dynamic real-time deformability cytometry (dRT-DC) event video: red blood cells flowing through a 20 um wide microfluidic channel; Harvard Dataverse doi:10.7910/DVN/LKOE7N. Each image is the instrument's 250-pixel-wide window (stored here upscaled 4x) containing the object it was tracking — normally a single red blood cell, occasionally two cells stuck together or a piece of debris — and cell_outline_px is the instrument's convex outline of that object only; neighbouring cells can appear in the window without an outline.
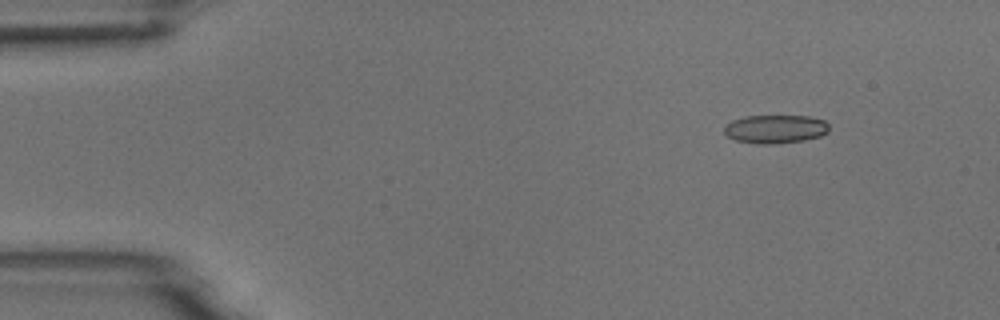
{"species": "common noctule bat (a hibernating species)", "species_latin": "Nyctalus noctula", "temperature_condition": "room temperature", "stored_images_in_passage": 9, "camera_frame_rate_fps": 3000, "um_per_image_px": 0.085, "animal": {"sex": "male", "body_mass_g": 18.8}, "frame": {"image": 1, "passage_image": 2, "time_ms": 0.333, "image_size_px": [1000, 320], "cell_outline_px": [[828, 132], [820, 136], [804, 140], [772, 144], [756, 144], [736, 140], [728, 136], [724, 132], [724, 128], [732, 120], [744, 116], [808, 116], [824, 120], [828, 124]], "centroid_in_image_um": [65.91, 10.97], "position_along_channel_um": 19.1, "area_um2": 17.34}}
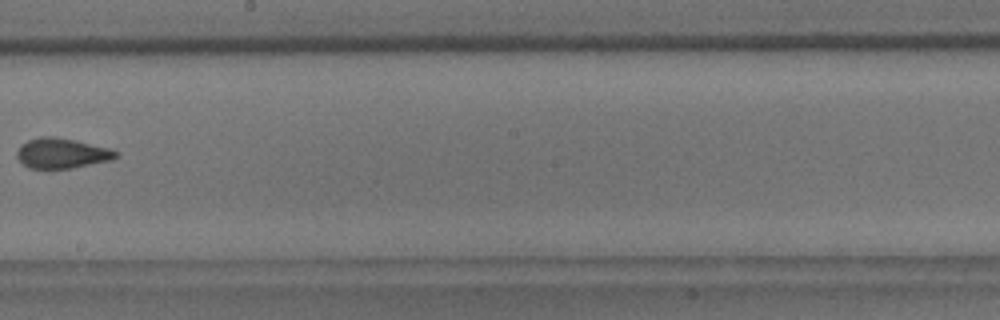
{"frame": {"image": 2, "passage_image": 9, "time_ms": 2.667, "image_size_px": [1000, 320], "cell_outline_px": [[120, 156], [112, 160], [72, 168], [28, 168], [16, 156], [16, 152], [20, 144], [28, 140], [40, 136], [56, 136], [76, 140], [108, 148], [120, 152]], "centroid_in_image_um": [5.27, 13.01], "position_along_channel_um": 242.9, "area_um2": 17.57}}